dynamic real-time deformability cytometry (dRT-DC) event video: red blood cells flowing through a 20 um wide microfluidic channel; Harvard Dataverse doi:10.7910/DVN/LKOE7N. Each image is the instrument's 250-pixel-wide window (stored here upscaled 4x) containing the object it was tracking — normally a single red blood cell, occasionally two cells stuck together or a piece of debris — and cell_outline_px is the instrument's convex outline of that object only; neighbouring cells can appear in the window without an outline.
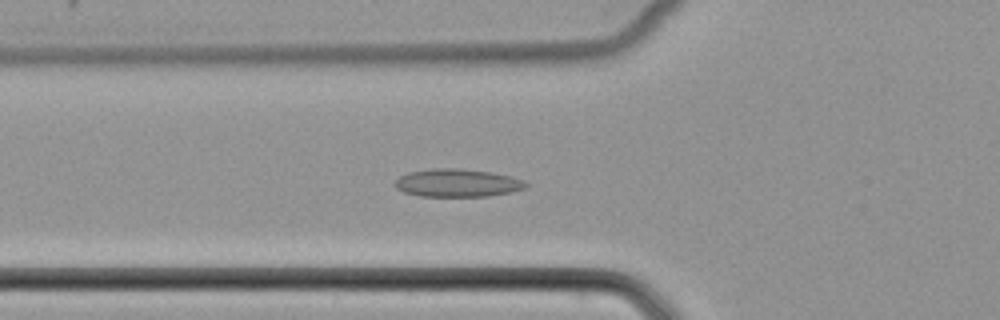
{"species": "common noctule bat (a hibernating species)", "species_latin": "Nyctalus noctula", "temperature_condition": "cold", "stored_images_in_passage": 36, "camera_frame_rate_fps": 3000, "um_per_image_px": 0.085, "animal": {"sex": "female", "body_mass_g": 22.7, "forearm_length_mm": 54.2}, "frame": {"image": 1, "passage_image": 13, "time_ms": 4.0, "image_size_px": [1000, 320], "cell_outline_px": [[528, 184], [524, 188], [512, 192], [488, 196], [420, 196], [404, 192], [396, 188], [392, 184], [400, 176], [408, 172], [432, 168], [460, 168], [488, 172], [512, 176], [524, 180]], "centroid_in_image_um": [38.86, 15.54], "position_along_channel_um": 86.9, "area_um2": 21.39}}
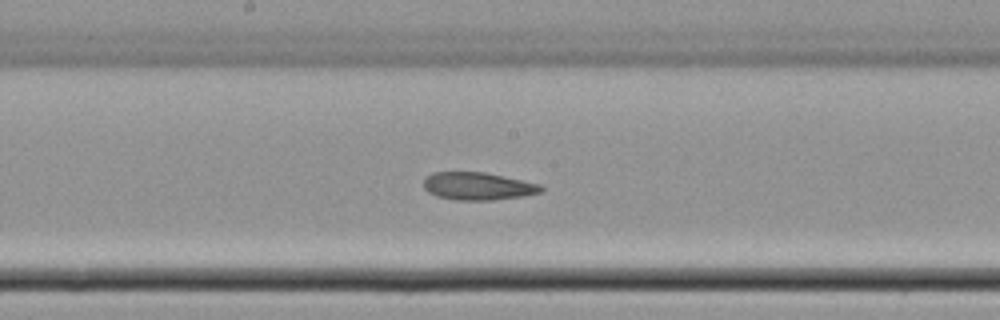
{"frame": {"image": 2, "passage_image": 22, "time_ms": 7.0, "image_size_px": [1000, 320], "cell_outline_px": [[544, 188], [540, 192], [524, 196], [492, 200], [456, 200], [436, 196], [428, 192], [424, 188], [424, 180], [432, 172], [484, 172], [504, 176], [540, 184]], "centroid_in_image_um": [40.61, 15.82], "position_along_channel_um": 207.6, "area_um2": 18.9}}
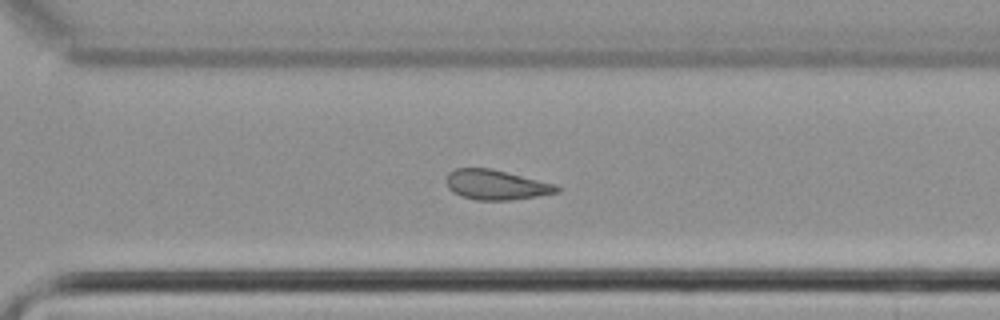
{"frame": {"image": 3, "passage_image": 31, "time_ms": 10.0, "image_size_px": [1000, 320], "cell_outline_px": [[560, 192], [512, 200], [476, 200], [460, 196], [452, 192], [448, 188], [448, 172], [456, 168], [492, 168], [556, 184], [560, 188]], "centroid_in_image_um": [42.18, 15.71], "position_along_channel_um": 328.4, "area_um2": 19.31}}